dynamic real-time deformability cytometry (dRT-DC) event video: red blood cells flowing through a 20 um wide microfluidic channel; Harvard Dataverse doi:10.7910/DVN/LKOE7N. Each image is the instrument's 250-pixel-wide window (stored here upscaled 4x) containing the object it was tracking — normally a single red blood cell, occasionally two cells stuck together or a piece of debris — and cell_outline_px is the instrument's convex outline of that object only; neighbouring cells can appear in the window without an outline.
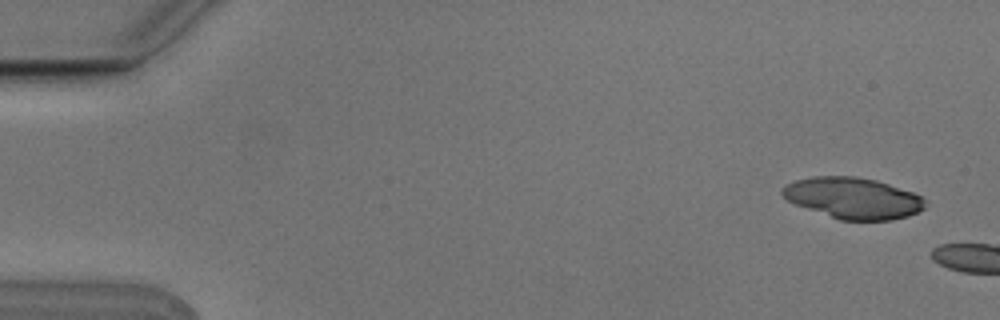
{"species": "Egyptian fruit bat (a non-hibernating species)", "species_latin": "Rousettus aegyptiacus", "temperature_condition": "cold", "stored_images_in_passage": 2, "camera_frame_rate_fps": 3000, "um_per_image_px": 0.085, "animal": {"sex": "male"}, "frame": {"image": 1, "passage_image": 1, "time_ms": 0.0, "image_size_px": [1000, 320], "cell_outline_px": [[928, 204], [924, 208], [908, 216], [892, 220], [840, 220], [796, 204], [788, 200], [780, 192], [780, 188], [796, 180], [816, 176], [856, 176], [876, 180], [912, 192], [928, 200]], "centroid_in_image_um": [72.54, 16.83], "position_along_channel_um": 12.5, "area_um2": 34.1}}